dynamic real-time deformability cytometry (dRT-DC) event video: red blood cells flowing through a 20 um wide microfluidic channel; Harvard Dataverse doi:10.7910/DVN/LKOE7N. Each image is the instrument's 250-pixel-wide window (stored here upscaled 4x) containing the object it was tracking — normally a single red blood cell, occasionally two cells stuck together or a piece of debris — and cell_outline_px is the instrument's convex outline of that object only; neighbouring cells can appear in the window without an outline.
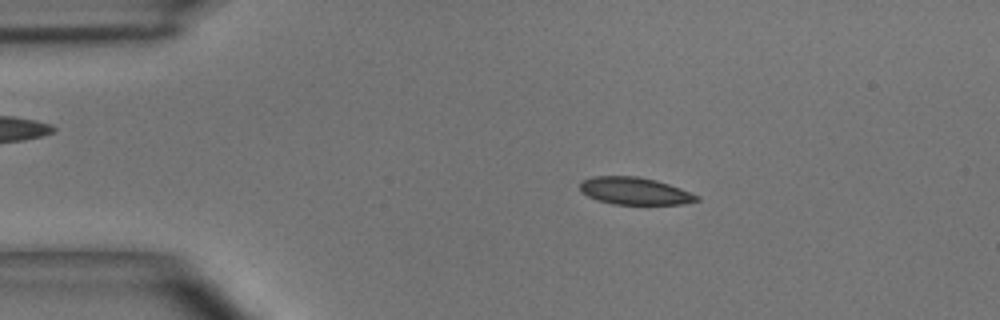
{"species": "common noctule bat (a hibernating species)", "species_latin": "Nyctalus noctula", "temperature_condition": "room temperature", "stored_images_in_passage": 48, "camera_frame_rate_fps": 3000, "um_per_image_px": 0.085, "animal": {"sex": "male", "body_mass_g": 15.6}, "frame": {"image": 1, "passage_image": 8, "time_ms": 2.333, "image_size_px": [1000, 320], "cell_outline_px": [[700, 200], [680, 204], [612, 204], [596, 200], [580, 192], [580, 184], [584, 180], [592, 176], [636, 176], [656, 180], [680, 188], [700, 196]], "centroid_in_image_um": [53.93, 16.23], "position_along_channel_um": 31.1, "area_um2": 18.55}}
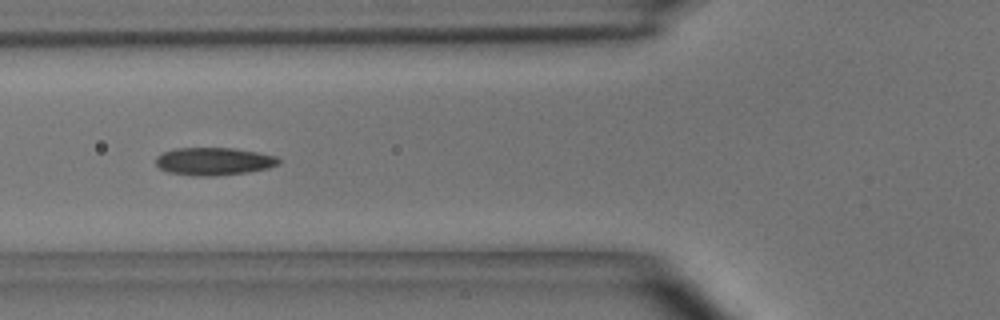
{"frame": {"image": 2, "passage_image": 17, "time_ms": 5.333, "image_size_px": [1000, 320], "cell_outline_px": [[280, 164], [268, 168], [248, 172], [212, 176], [192, 176], [168, 172], [160, 168], [156, 164], [156, 156], [164, 152], [176, 148], [232, 148], [256, 152], [276, 156], [280, 160]], "centroid_in_image_um": [18.17, 13.72], "position_along_channel_um": 107.6, "area_um2": 19.83}}
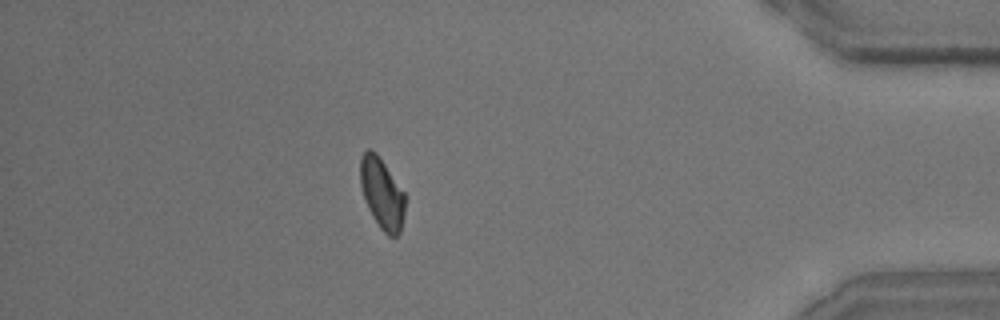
{"frame": {"image": 3, "passage_image": 42, "time_ms": 13.667, "image_size_px": [1000, 320], "cell_outline_px": [[404, 212], [400, 232], [396, 236], [388, 236], [380, 228], [372, 216], [368, 208], [360, 184], [360, 156], [368, 148], [372, 148], [376, 152], [404, 192]], "centroid_in_image_um": [32.44, 16.42], "position_along_channel_um": 402.8, "area_um2": 18.32}, "authors_computed_cell_mechanics": {"area_um2": 18.8428, "velocity_mm_per_s": 4.0604, "shape_relaxation_time_tau1_ms": 6.6223, "shape_relaxation_time_tau2_ms": 3.6349, "deformation_change_tau1": 0.1549, "deformation_change_tau2": 0.0738}}